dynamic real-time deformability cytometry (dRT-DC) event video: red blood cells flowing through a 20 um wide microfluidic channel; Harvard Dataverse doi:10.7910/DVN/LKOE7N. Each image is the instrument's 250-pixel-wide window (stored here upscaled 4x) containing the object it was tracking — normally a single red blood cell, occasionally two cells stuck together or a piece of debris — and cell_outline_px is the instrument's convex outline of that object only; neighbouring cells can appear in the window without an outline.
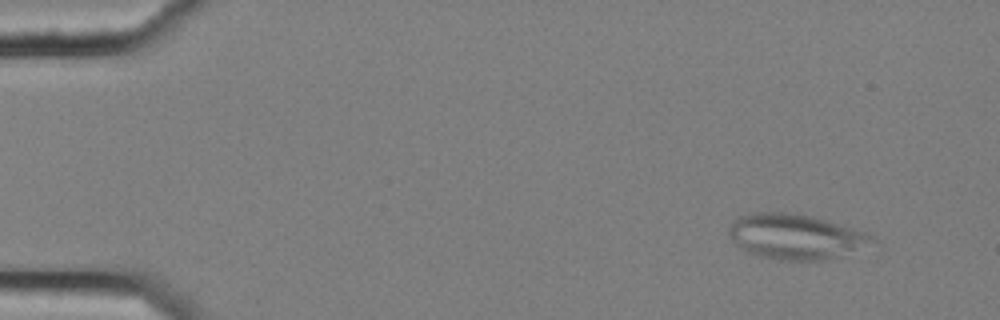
{"species": "common noctule bat (a hibernating species)", "species_latin": "Nyctalus noctula", "temperature_condition": "cold", "stored_images_in_passage": 5, "camera_frame_rate_fps": 3000, "um_per_image_px": 0.085, "animal": {"sex": "female", "body_mass_g": 25.1}, "frame": {"image": 1, "passage_image": 2, "time_ms": 0.333, "image_size_px": [1000, 320], "cell_outline_px": [[880, 244], [824, 260], [780, 260], [756, 256], [740, 248], [732, 240], [728, 232], [728, 228], [732, 220], [736, 216], [756, 212], [784, 212], [812, 216], [852, 228], [876, 236]], "centroid_in_image_um": [67.65, 20.12], "position_along_channel_um": 17.4, "area_um2": 38.21}}
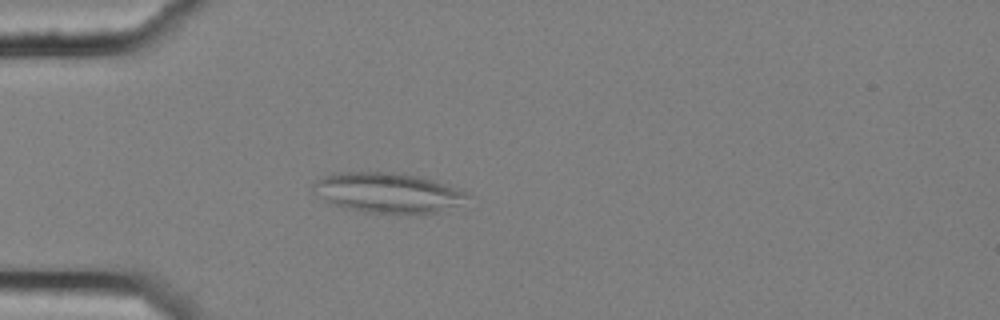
{"frame": {"image": 2, "passage_image": 5, "time_ms": 1.333, "image_size_px": [1000, 320], "cell_outline_px": [[472, 196], [456, 204], [436, 212], [416, 216], [364, 212], [344, 208], [332, 204], [312, 192], [312, 184], [316, 180], [332, 172], [392, 172], [420, 176], [448, 184], [460, 188], [468, 192]], "centroid_in_image_um": [32.95, 16.39], "position_along_channel_um": 52.0, "area_um2": 36.82}}